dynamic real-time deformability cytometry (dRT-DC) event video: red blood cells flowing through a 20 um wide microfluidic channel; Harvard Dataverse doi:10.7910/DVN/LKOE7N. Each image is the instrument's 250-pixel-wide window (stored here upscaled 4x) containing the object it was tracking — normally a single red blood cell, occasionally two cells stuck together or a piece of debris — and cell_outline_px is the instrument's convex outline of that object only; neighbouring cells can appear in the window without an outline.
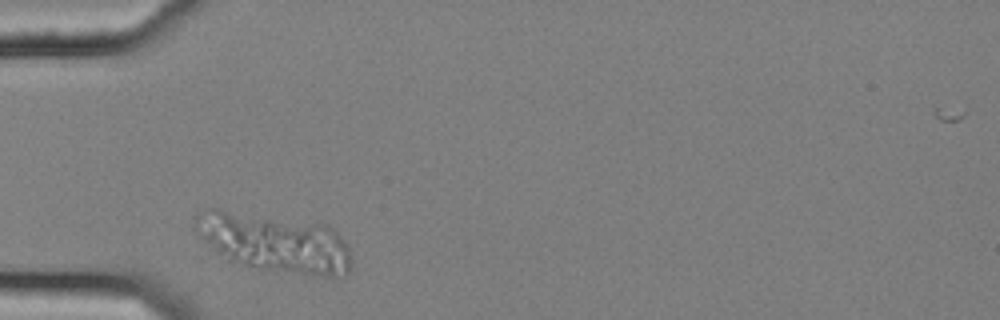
{"species": "common noctule bat (a hibernating species)", "species_latin": "Nyctalus noctula", "temperature_condition": "cold", "stored_images_in_passage": 31, "camera_frame_rate_fps": 3000, "um_per_image_px": 0.085, "animal": {"sex": "female", "body_mass_g": 25.1}, "frame": {"image": 1, "passage_image": 1, "time_ms": 0.0, "image_size_px": [1000, 320], "cell_outline_px": [[352, 260], [348, 276], [344, 280], [340, 280], [260, 268], [244, 264], [216, 252], [200, 236], [192, 224], [192, 216], [204, 208], [220, 208], [328, 224], [348, 244]], "centroid_in_image_um": [23.4, 20.61], "position_along_channel_um": 61.6, "area_um2": 54.62}}
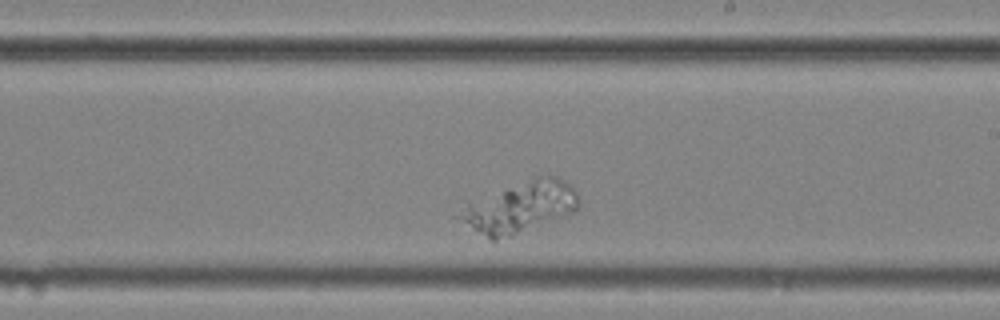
{"frame": {"image": 2, "passage_image": 18, "time_ms": 5.667, "image_size_px": [1000, 320], "cell_outline_px": [[580, 208], [576, 212], [512, 236], [496, 240], [488, 240], [452, 216], [468, 204], [536, 176], [556, 176], [572, 184], [576, 192], [580, 204]], "centroid_in_image_um": [44.24, 17.65], "position_along_channel_um": 244.8, "area_um2": 35.32}}
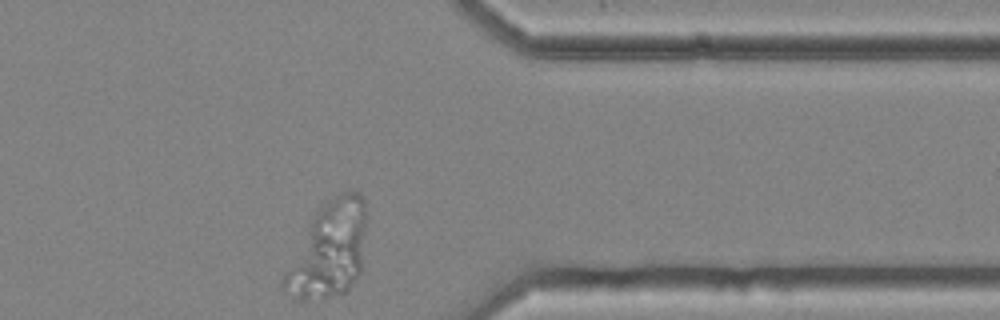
{"frame": {"image": 3, "passage_image": 31, "time_ms": 10.0, "image_size_px": [1000, 320], "cell_outline_px": [[368, 216], [360, 272], [348, 292], [304, 300], [292, 300], [280, 288], [280, 284], [320, 204], [340, 192], [352, 188], [360, 192], [364, 200]], "centroid_in_image_um": [28.0, 21.21], "position_along_channel_um": 383.4, "area_um2": 45.89}}